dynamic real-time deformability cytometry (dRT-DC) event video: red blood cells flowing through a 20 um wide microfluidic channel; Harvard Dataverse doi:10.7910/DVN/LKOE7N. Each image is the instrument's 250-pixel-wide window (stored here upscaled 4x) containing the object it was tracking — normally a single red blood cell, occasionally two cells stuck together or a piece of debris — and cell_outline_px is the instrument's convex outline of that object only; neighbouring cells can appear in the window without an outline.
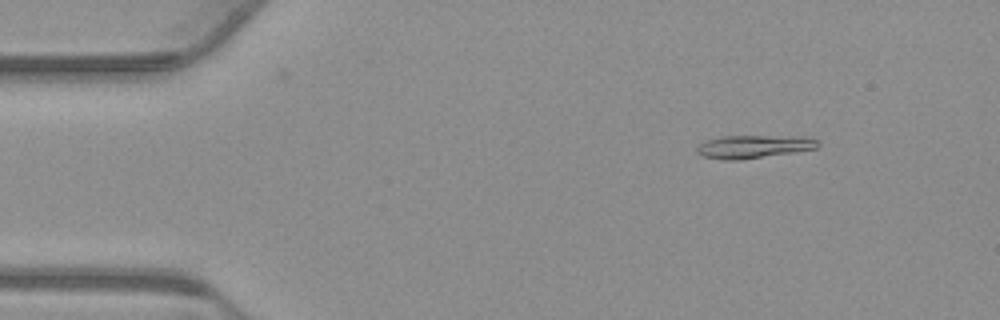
{"species": "common noctule bat (a hibernating species)", "species_latin": "Nyctalus noctula", "temperature_condition": "warm", "stored_images_in_passage": 53, "camera_frame_rate_fps": 3000, "um_per_image_px": 0.085, "animal": {"sex": "male", "body_mass_g": 23.1, "forearm_length_mm": 52.7}, "frame": {"image": 1, "passage_image": 5, "time_ms": 1.333, "image_size_px": [1000, 320], "cell_outline_px": [[820, 144], [816, 148], [796, 152], [740, 160], [724, 160], [700, 156], [696, 152], [696, 148], [700, 144], [708, 140], [720, 136], [808, 136], [816, 140]], "centroid_in_image_um": [64.06, 12.46], "position_along_channel_um": 20.9, "area_um2": 16.42}}
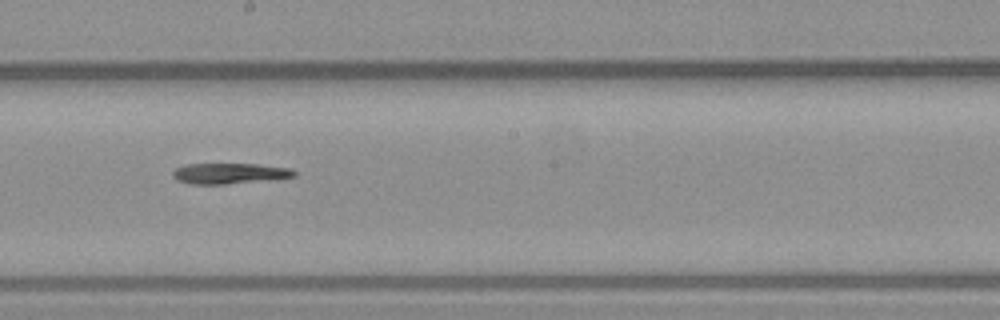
{"frame": {"image": 2, "passage_image": 28, "time_ms": 9.0, "image_size_px": [1000, 320], "cell_outline_px": [[296, 176], [280, 180], [224, 184], [192, 184], [176, 180], [172, 176], [172, 172], [176, 168], [184, 164], [256, 164], [292, 168], [296, 172]], "centroid_in_image_um": [19.58, 14.75], "position_along_channel_um": 228.6, "area_um2": 15.03}}
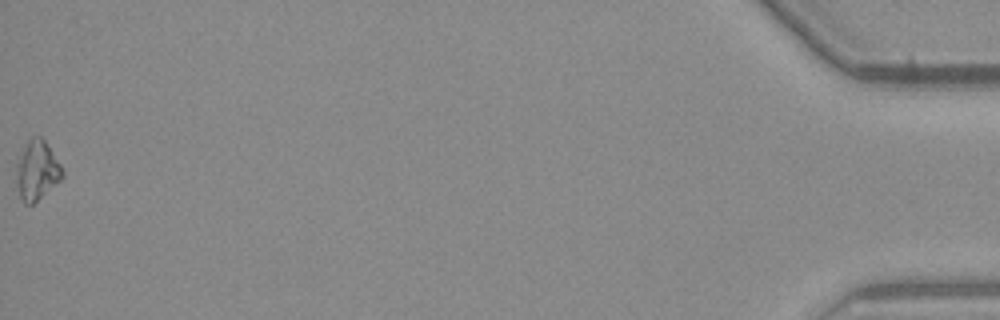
{"frame": {"image": 3, "passage_image": 53, "time_ms": 17.333, "image_size_px": [1000, 320], "cell_outline_px": [[64, 176], [60, 180], [32, 204], [24, 204], [20, 196], [16, 180], [16, 164], [28, 140], [32, 136], [40, 136], [44, 140], [60, 164], [64, 172]], "centroid_in_image_um": [3.13, 14.48], "position_along_channel_um": 432.1, "area_um2": 15.55}}